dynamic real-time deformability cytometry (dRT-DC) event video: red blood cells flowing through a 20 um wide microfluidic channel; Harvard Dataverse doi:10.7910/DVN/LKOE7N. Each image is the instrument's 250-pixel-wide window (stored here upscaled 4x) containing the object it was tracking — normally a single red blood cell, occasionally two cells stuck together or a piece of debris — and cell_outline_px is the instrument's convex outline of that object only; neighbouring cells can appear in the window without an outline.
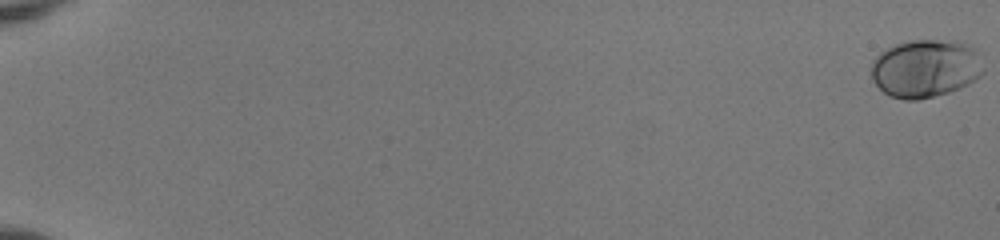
{"species": "human", "species_latin": "Homo sapiens", "temperature_condition": "room temperature", "stored_images_in_passage": 55, "camera_frame_rate_fps": 3000, "um_per_image_px": 0.085, "donor": {"sex": "female"}, "frame": {"image": 1, "passage_image": 1, "time_ms": 0.0, "image_size_px": [1000, 240], "cell_outline_px": [[984, 72], [976, 80], [960, 88], [948, 92], [916, 100], [904, 100], [888, 96], [872, 80], [872, 60], [880, 52], [896, 44], [908, 40], [956, 40], [972, 44], [976, 48], [984, 68]], "centroid_in_image_um": [78.7, 5.8], "position_along_channel_um": 6.3, "area_um2": 38.44}}
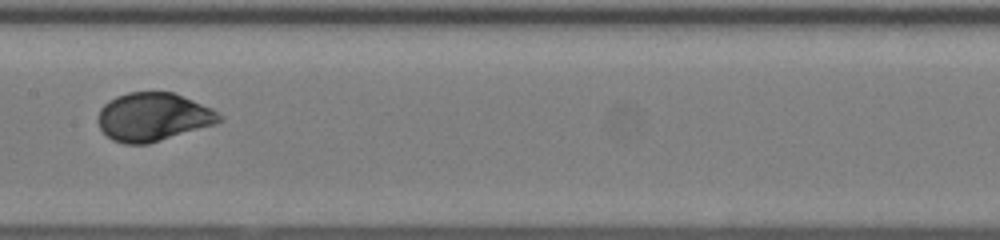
{"frame": {"image": 2, "passage_image": 32, "time_ms": 10.333, "image_size_px": [1000, 240], "cell_outline_px": [[224, 120], [216, 124], [148, 144], [124, 144], [112, 140], [100, 128], [96, 120], [100, 108], [108, 100], [116, 96], [128, 92], [172, 92], [212, 108], [224, 116]], "centroid_in_image_um": [13.01, 9.94], "position_along_channel_um": 194.4, "area_um2": 34.39}}
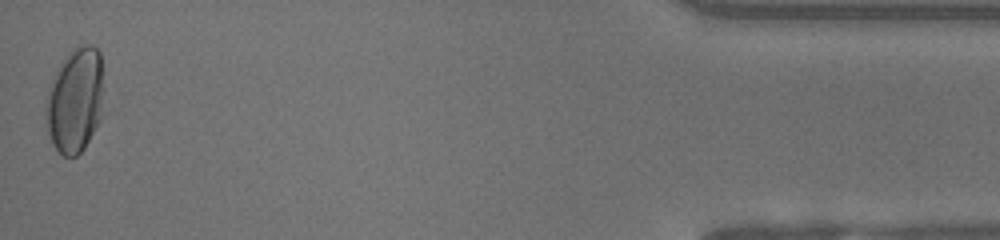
{"frame": {"image": 3, "passage_image": 55, "time_ms": 18.0, "image_size_px": [1000, 240], "cell_outline_px": [[100, 120], [84, 148], [76, 156], [64, 156], [52, 144], [44, 124], [44, 104], [52, 80], [60, 64], [68, 52], [76, 44], [92, 44], [100, 52]], "centroid_in_image_um": [6.31, 8.53], "position_along_channel_um": 428.9, "area_um2": 35.08}, "authors_computed_cell_mechanics": {"area_um2": 34.5644, "velocity_mm_per_s": 3.9858, "shape_relaxation_time_tau1_ms": 3.1263, "shape_relaxation_time_tau2_ms": null, "deformation_change_tau1": 0.1607, "deformation_change_tau2": null}}